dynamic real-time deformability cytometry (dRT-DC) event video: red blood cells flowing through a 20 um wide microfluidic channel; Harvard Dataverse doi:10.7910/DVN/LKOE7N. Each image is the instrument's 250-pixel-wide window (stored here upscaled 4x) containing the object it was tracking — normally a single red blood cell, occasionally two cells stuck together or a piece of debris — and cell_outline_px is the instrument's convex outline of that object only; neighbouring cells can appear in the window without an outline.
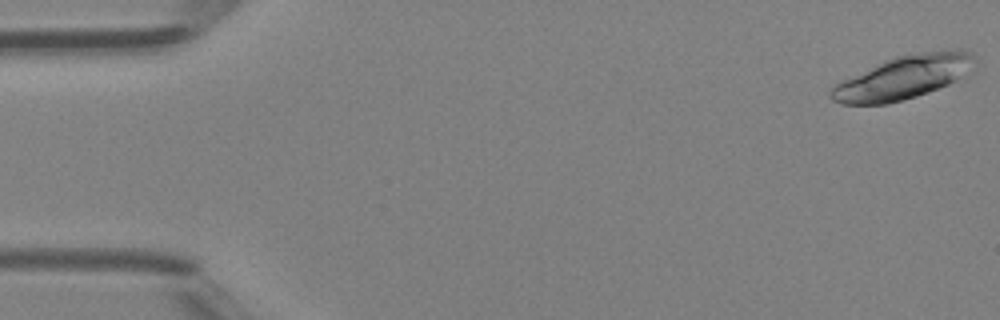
{"species": "Egyptian fruit bat (a non-hibernating species)", "species_latin": "Rousettus aegyptiacus", "temperature_condition": "room temperature", "stored_images_in_passage": 47, "camera_frame_rate_fps": 3000, "um_per_image_px": 0.085, "animal": {"sex": "female"}, "frame": {"image": 1, "passage_image": 1, "time_ms": 0.0, "image_size_px": [1000, 320], "cell_outline_px": [[976, 72], [948, 84], [928, 92], [904, 100], [888, 104], [840, 104], [832, 100], [828, 96], [828, 92], [832, 84], [840, 80], [884, 60], [896, 56], [920, 52], [948, 48], [964, 48], [972, 52], [976, 56]], "centroid_in_image_um": [76.86, 6.55], "position_along_channel_um": 8.1, "area_um2": 37.69}}
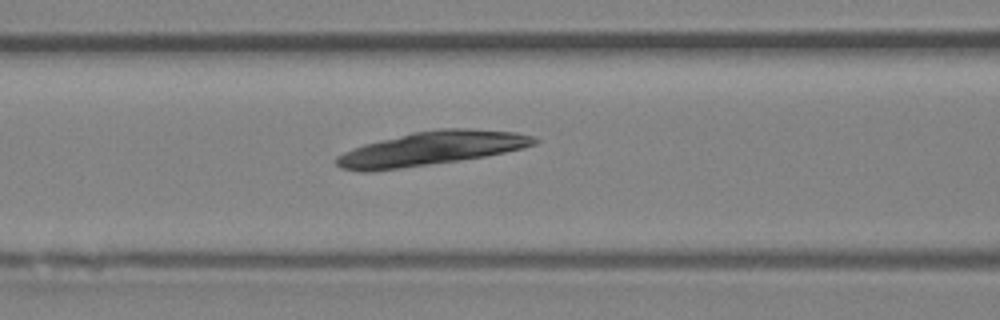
{"frame": {"image": 2, "passage_image": 19, "time_ms": 6.0, "image_size_px": [1000, 320], "cell_outline_px": [[540, 140], [536, 144], [524, 148], [484, 156], [460, 160], [372, 172], [360, 172], [340, 168], [336, 164], [336, 156], [344, 152], [364, 144], [412, 132], [440, 128], [468, 128], [516, 132], [536, 136]], "centroid_in_image_um": [36.67, 12.62], "position_along_channel_um": 129.9, "area_um2": 39.13}}
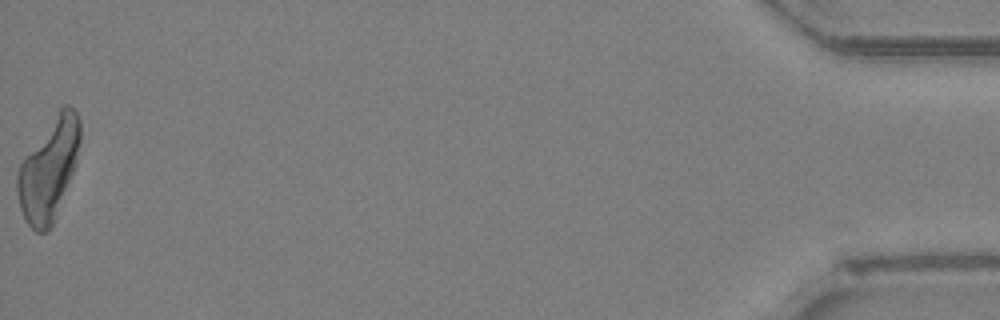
{"frame": {"image": 3, "passage_image": 47, "time_ms": 15.333, "image_size_px": [1000, 320], "cell_outline_px": [[80, 140], [76, 164], [52, 224], [48, 232], [36, 232], [28, 224], [20, 208], [16, 192], [16, 172], [20, 164], [60, 108], [64, 104], [68, 104], [76, 112], [80, 120]], "centroid_in_image_um": [4.14, 14.42], "position_along_channel_um": 431.1, "area_um2": 36.36}}